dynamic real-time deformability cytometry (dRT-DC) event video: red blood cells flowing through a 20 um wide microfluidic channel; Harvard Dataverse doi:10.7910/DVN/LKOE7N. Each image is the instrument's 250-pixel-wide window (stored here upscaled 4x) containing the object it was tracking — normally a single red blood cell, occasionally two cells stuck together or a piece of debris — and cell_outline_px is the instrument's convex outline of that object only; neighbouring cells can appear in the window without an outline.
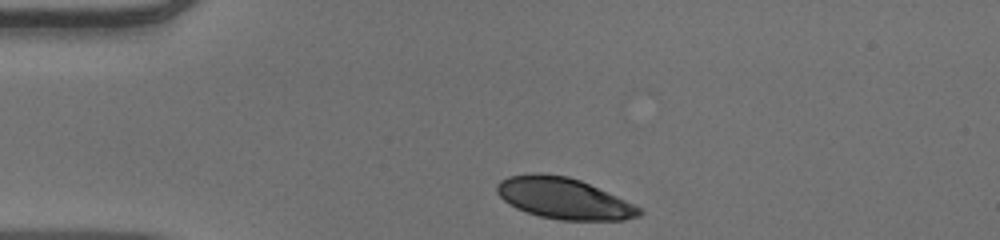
{"species": "human", "species_latin": "Homo sapiens", "temperature_condition": "warm", "stored_images_in_passage": 34, "camera_frame_rate_fps": 3000, "um_per_image_px": 0.085, "donor": {"sex": "male"}, "frame": {"image": 1, "passage_image": 1, "time_ms": 0.0, "image_size_px": [1000, 240], "cell_outline_px": [[644, 212], [640, 216], [624, 220], [560, 220], [540, 216], [516, 208], [508, 204], [496, 192], [496, 184], [500, 180], [508, 176], [540, 172], [568, 176], [580, 180], [616, 196], [640, 208]], "centroid_in_image_um": [47.89, 16.85], "position_along_channel_um": 37.1, "area_um2": 34.04}}
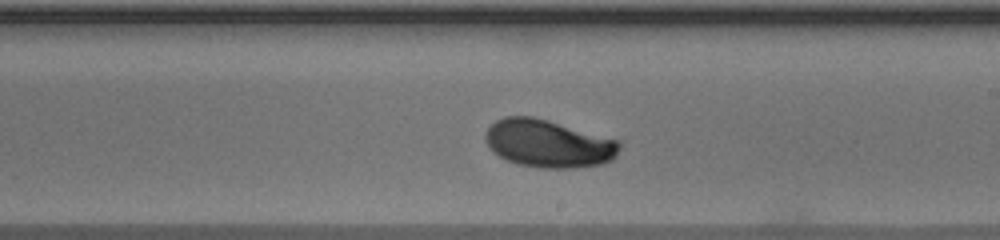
{"frame": {"image": 2, "passage_image": 20, "time_ms": 6.333, "image_size_px": [1000, 240], "cell_outline_px": [[620, 148], [616, 156], [612, 160], [600, 164], [576, 168], [540, 168], [520, 164], [508, 160], [492, 152], [488, 148], [484, 136], [488, 128], [496, 120], [504, 116], [532, 116], [548, 120], [620, 140]], "centroid_in_image_um": [46.61, 12.2], "position_along_channel_um": 242.4, "area_um2": 37.45}}
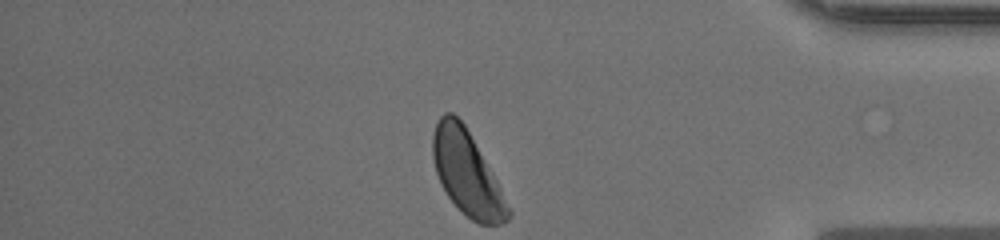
{"frame": {"image": 3, "passage_image": 34, "time_ms": 11.0, "image_size_px": [1000, 240], "cell_outline_px": [[512, 212], [508, 220], [500, 224], [480, 224], [472, 220], [448, 196], [440, 184], [436, 172], [432, 156], [432, 136], [436, 124], [440, 116], [444, 112], [452, 112], [464, 124], [512, 208]], "centroid_in_image_um": [39.69, 14.72], "position_along_channel_um": 395.5, "area_um2": 36.41}, "authors_computed_cell_mechanics": {"area_um2": 36.414, "velocity_mm_per_s": 3.8835, "shape_relaxation_time_tau1_ms": 2.6124, "shape_relaxation_time_tau2_ms": null, "deformation_change_tau1": 0.1271, "deformation_change_tau2": null}}